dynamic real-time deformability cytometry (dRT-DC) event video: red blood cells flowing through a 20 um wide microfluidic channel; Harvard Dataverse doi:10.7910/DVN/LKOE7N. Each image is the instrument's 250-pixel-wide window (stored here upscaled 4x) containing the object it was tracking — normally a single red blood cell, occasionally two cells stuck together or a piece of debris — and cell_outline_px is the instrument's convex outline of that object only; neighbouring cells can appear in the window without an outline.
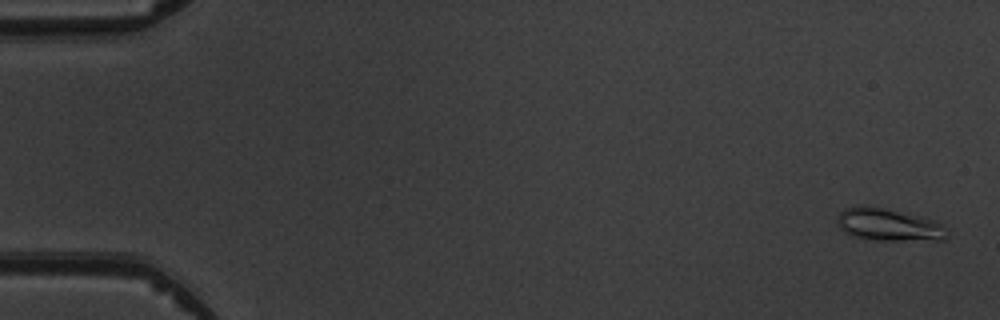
{"species": "common noctule bat (a hibernating species)", "species_latin": "Nyctalus noctula", "temperature_condition": "warm", "stored_images_in_passage": 5, "camera_frame_rate_fps": 3000, "um_per_image_px": 0.085, "animal": {"sex": "male", "body_mass_g": 19.5, "forearm_length_mm": 54.6}, "frame": {"image": 1, "passage_image": 1, "time_ms": 0.0, "image_size_px": [1000, 320], "cell_outline_px": [[948, 236], [944, 240], [880, 240], [848, 236], [836, 224], [836, 216], [844, 208], [884, 208], [920, 216], [936, 220], [944, 224]], "centroid_in_image_um": [75.56, 19.14], "position_along_channel_um": 9.4, "area_um2": 20.63}}